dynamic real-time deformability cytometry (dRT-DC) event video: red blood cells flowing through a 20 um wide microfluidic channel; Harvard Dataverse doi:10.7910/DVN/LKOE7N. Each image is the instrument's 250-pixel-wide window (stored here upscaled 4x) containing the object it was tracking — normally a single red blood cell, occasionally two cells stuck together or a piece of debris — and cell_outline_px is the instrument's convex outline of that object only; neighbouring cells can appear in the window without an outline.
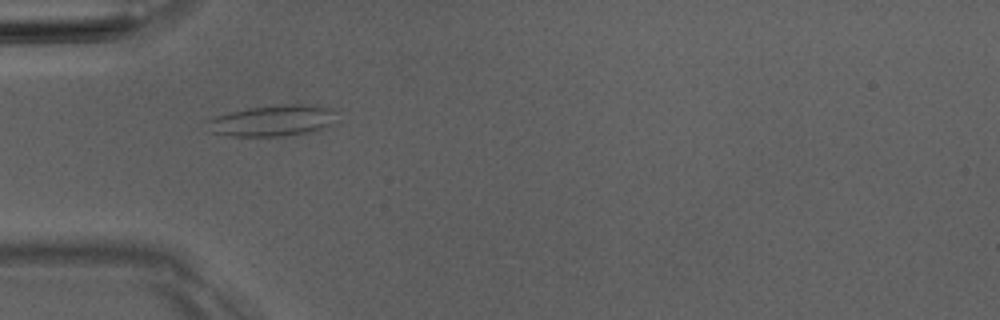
{"species": "Egyptian fruit bat (a non-hibernating species)", "species_latin": "Rousettus aegyptiacus", "temperature_condition": "room temperature", "stored_images_in_passage": 2, "camera_frame_rate_fps": 3000, "um_per_image_px": 0.085, "animal": {"sex": "male"}, "frame": {"image": 1, "passage_image": 1, "time_ms": 0.0, "image_size_px": [1000, 320], "cell_outline_px": [[336, 124], [320, 132], [276, 136], [232, 136], [208, 132], [208, 120], [216, 116], [248, 108], [284, 104], [304, 104], [332, 108]], "centroid_in_image_um": [23.25, 10.27], "position_along_channel_um": 61.7, "area_um2": 23.76}}